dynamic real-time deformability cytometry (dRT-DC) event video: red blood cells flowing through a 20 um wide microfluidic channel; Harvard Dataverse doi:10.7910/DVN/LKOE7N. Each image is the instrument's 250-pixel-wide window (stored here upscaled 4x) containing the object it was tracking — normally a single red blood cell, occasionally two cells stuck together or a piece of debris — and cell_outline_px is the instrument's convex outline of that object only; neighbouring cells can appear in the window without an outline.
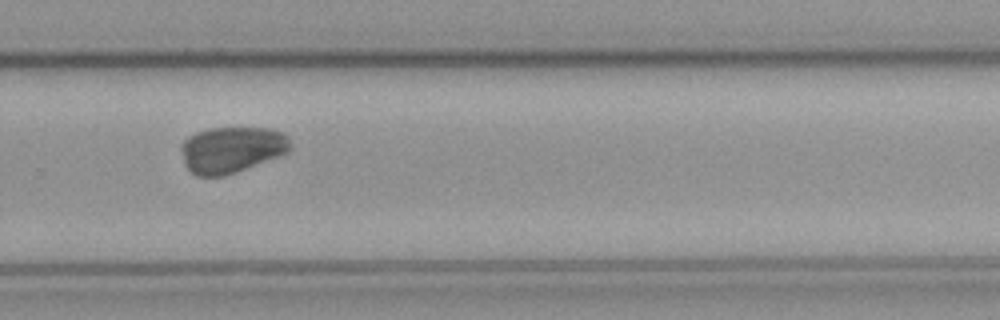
{"species": "common noctule bat (a hibernating species)", "species_latin": "Nyctalus noctula", "temperature_condition": "cold", "stored_images_in_passage": 33, "camera_frame_rate_fps": 3000, "um_per_image_px": 0.085, "animal": {"sex": "male", "body_mass_g": 23.1, "forearm_length_mm": 52.7}, "frame": {"image": 1, "passage_image": 21, "time_ms": 6.667, "image_size_px": [1000, 320], "cell_outline_px": [[292, 148], [288, 152], [280, 156], [224, 176], [196, 176], [184, 164], [180, 148], [180, 144], [188, 136], [196, 132], [208, 128], [268, 128], [284, 132], [288, 136], [292, 144]], "centroid_in_image_um": [19.7, 12.71], "position_along_channel_um": 310.1, "area_um2": 29.71}}
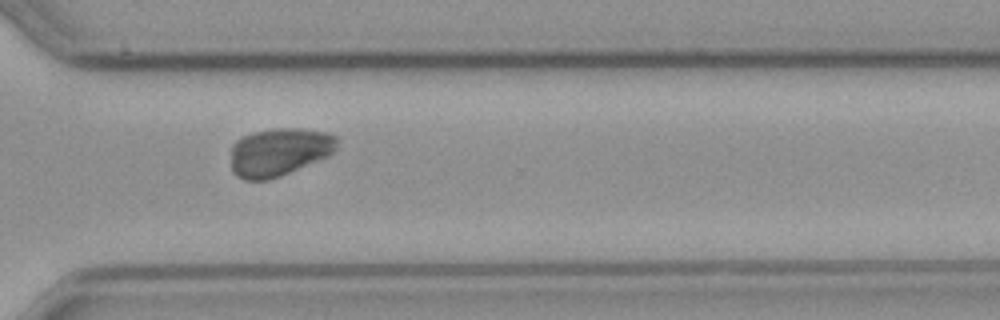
{"frame": {"image": 2, "passage_image": 24, "time_ms": 7.667, "image_size_px": [1000, 320], "cell_outline_px": [[340, 140], [336, 148], [328, 156], [280, 176], [268, 180], [244, 180], [236, 176], [232, 172], [232, 144], [236, 140], [252, 132], [276, 128], [300, 128], [328, 132], [336, 136]], "centroid_in_image_um": [23.74, 12.91], "position_along_channel_um": 346.9, "area_um2": 29.88}}
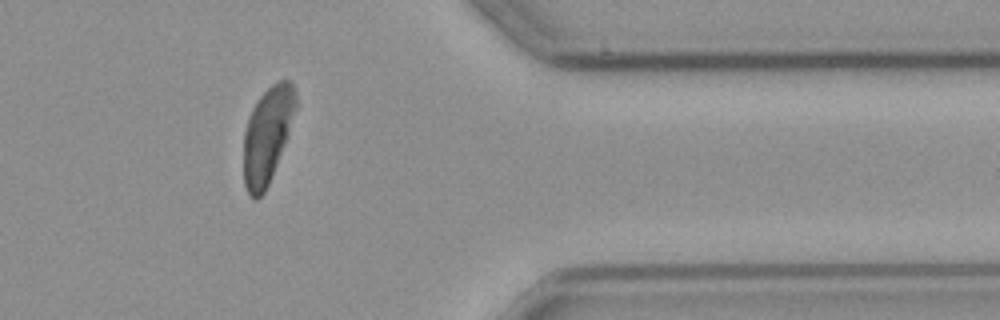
{"frame": {"image": 3, "passage_image": 29, "time_ms": 9.333, "image_size_px": [1000, 320], "cell_outline_px": [[296, 108], [288, 136], [268, 184], [264, 192], [256, 200], [248, 192], [244, 184], [244, 132], [248, 116], [252, 108], [260, 96], [276, 80], [288, 80], [292, 84], [296, 92]], "centroid_in_image_um": [22.72, 11.44], "position_along_channel_um": 388.7, "area_um2": 28.96}}